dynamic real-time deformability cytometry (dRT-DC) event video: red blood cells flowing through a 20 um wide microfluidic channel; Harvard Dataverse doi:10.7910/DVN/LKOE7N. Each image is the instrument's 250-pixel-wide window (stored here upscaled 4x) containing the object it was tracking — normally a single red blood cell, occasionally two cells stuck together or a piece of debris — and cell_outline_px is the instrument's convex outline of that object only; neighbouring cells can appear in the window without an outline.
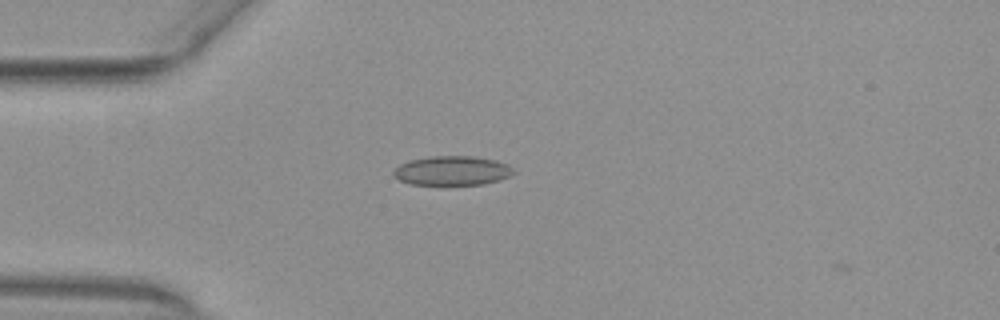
{"species": "common noctule bat (a hibernating species)", "species_latin": "Nyctalus noctula", "temperature_condition": "warm", "stored_images_in_passage": 3, "camera_frame_rate_fps": 3000, "um_per_image_px": 0.085, "animal": {"sex": "female", "body_mass_g": 29.2, "forearm_length_mm": 56.3}, "frame": {"image": 1, "passage_image": 1, "time_ms": 0.0, "image_size_px": [1000, 320], "cell_outline_px": [[516, 172], [508, 176], [484, 184], [408, 184], [392, 176], [392, 172], [400, 164], [408, 160], [432, 156], [472, 156], [496, 160], [512, 168]], "centroid_in_image_um": [38.37, 14.5], "position_along_channel_um": 46.6, "area_um2": 20.29}}